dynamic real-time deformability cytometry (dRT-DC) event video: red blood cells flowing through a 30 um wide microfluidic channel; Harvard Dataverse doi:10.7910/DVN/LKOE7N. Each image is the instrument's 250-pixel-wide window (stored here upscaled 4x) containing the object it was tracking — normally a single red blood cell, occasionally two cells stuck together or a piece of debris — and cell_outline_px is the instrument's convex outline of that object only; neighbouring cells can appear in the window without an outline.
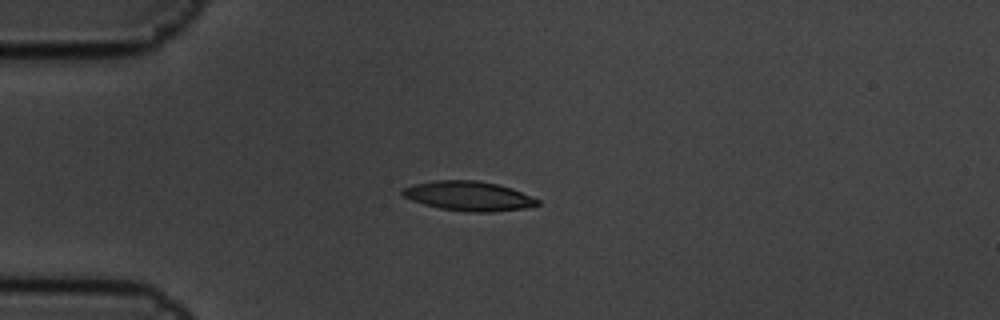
{"species": "common noctule bat (a hibernating species)", "species_latin": "Nyctalus noctula", "temperature_condition": "cold", "stored_images_in_passage": 6, "camera_frame_rate_fps": 3000, "um_per_image_px": 0.085, "animal": {"sex": "male", "body_mass_g": 19.5, "forearm_length_mm": 54.6}, "frame": {"image": 1, "passage_image": 3, "time_ms": 0.667, "image_size_px": [1000, 320], "cell_outline_px": [[540, 204], [524, 208], [492, 212], [472, 212], [440, 208], [424, 204], [412, 200], [404, 196], [400, 192], [400, 188], [416, 184], [436, 180], [476, 180], [496, 184], [512, 188], [540, 200]], "centroid_in_image_um": [39.83, 16.66], "position_along_channel_um": 45.2, "area_um2": 23.06}}
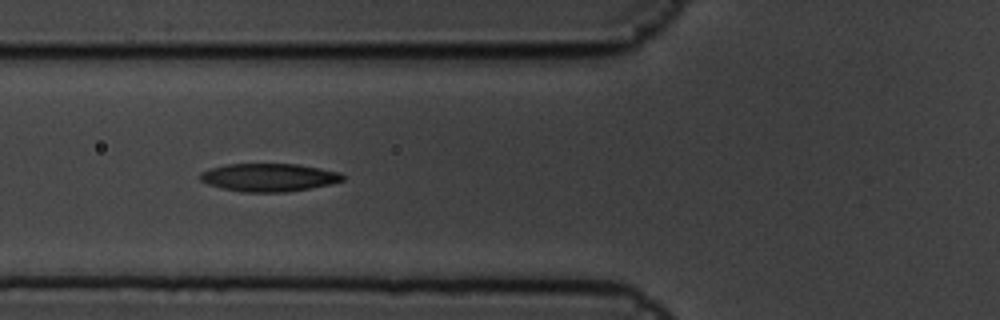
{"frame": {"image": 2, "passage_image": 5, "time_ms": 1.333, "image_size_px": [1000, 320], "cell_outline_px": [[344, 180], [332, 184], [284, 192], [244, 192], [224, 188], [208, 184], [200, 180], [200, 172], [212, 168], [228, 164], [296, 164], [320, 168], [340, 172], [344, 176]], "centroid_in_image_um": [22.88, 15.08], "position_along_channel_um": 102.9, "area_um2": 23.06}}
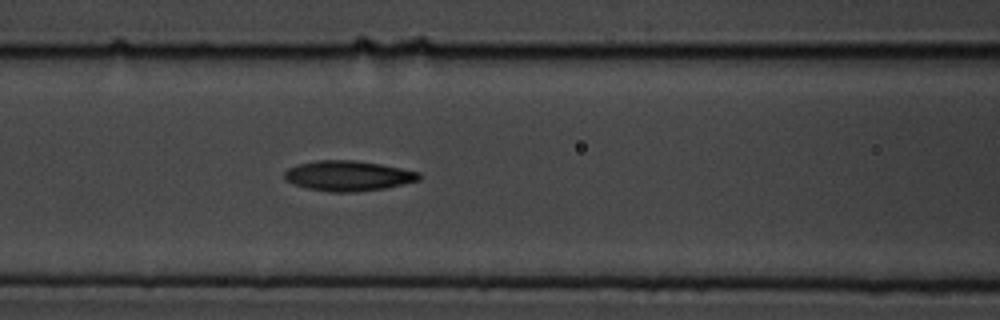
{"frame": {"image": 3, "passage_image": 6, "time_ms": 1.667, "image_size_px": [1000, 320], "cell_outline_px": [[420, 180], [404, 184], [384, 188], [356, 192], [328, 192], [308, 188], [292, 184], [284, 180], [284, 172], [288, 168], [296, 164], [316, 160], [356, 160], [380, 164], [420, 172]], "centroid_in_image_um": [29.55, 14.94], "position_along_channel_um": 137.0, "area_um2": 23.87}}